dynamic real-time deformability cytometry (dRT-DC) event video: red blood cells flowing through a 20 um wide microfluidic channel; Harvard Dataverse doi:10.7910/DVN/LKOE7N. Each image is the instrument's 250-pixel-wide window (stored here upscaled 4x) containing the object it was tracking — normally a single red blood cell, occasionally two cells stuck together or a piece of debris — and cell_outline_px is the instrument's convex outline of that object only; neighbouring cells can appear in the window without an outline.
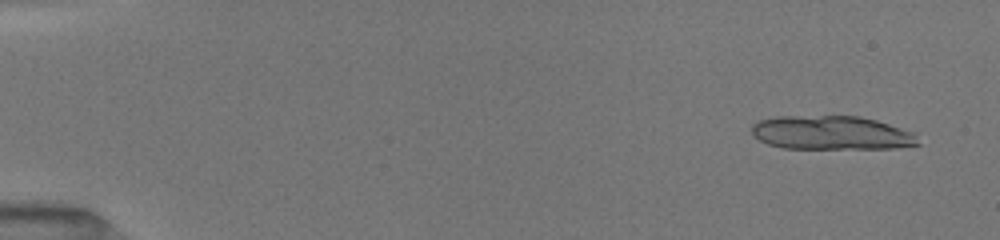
{"species": "common noctule bat (a hibernating species)", "species_latin": "Nyctalus noctula", "temperature_condition": "room temperature", "stored_images_in_passage": 12, "camera_frame_rate_fps": 3000, "um_per_image_px": 0.085, "animal": {"sex": "female", "body_mass_g": 19.5, "forearm_length_mm": 54.1}, "frame": {"image": 1, "passage_image": 2, "time_ms": 0.667, "image_size_px": [1000, 240], "cell_outline_px": [[920, 144], [896, 148], [784, 148], [768, 144], [752, 136], [752, 124], [756, 120], [776, 116], [860, 116], [876, 120], [912, 132], [916, 136]], "centroid_in_image_um": [70.62, 11.28], "position_along_channel_um": 14.4, "area_um2": 32.83}}